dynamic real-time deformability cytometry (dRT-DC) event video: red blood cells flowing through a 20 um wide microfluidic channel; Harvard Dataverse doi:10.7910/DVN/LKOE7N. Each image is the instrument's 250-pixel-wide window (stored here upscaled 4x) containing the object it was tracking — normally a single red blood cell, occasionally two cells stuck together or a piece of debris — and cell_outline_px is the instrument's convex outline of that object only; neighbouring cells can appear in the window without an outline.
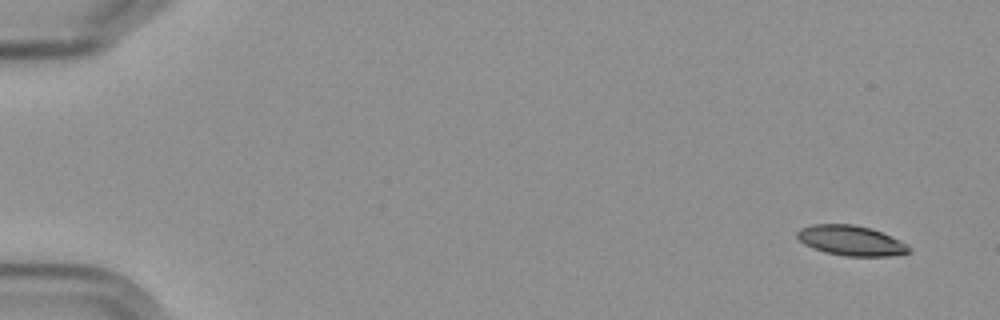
{"species": "Egyptian fruit bat (a non-hibernating species)", "species_latin": "Rousettus aegyptiacus", "temperature_condition": "cold", "stored_images_in_passage": 15, "camera_frame_rate_fps": 3000, "um_per_image_px": 0.085, "frame": {"image": 1, "passage_image": 1, "time_ms": 0.0, "image_size_px": [1000, 320], "cell_outline_px": [[912, 252], [888, 256], [844, 256], [824, 252], [812, 248], [804, 244], [796, 236], [796, 232], [800, 228], [812, 224], [852, 224], [872, 228], [908, 244], [912, 248]], "centroid_in_image_um": [72.33, 20.45], "position_along_channel_um": 12.7, "area_um2": 19.77}}
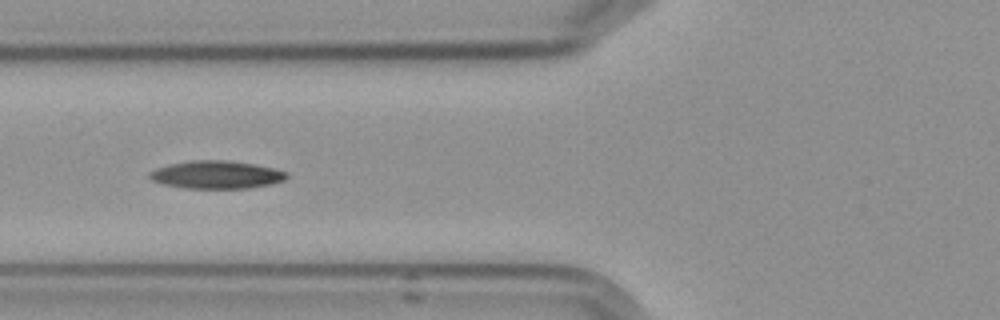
{"frame": {"image": 2, "passage_image": 6, "time_ms": 6.667, "image_size_px": [1000, 320], "cell_outline_px": [[288, 176], [284, 180], [272, 184], [248, 188], [184, 188], [164, 184], [152, 180], [148, 176], [148, 172], [156, 168], [168, 164], [188, 160], [228, 160], [252, 164], [272, 168], [288, 172]], "centroid_in_image_um": [18.37, 14.84], "position_along_channel_um": 107.4, "area_um2": 22.31}}
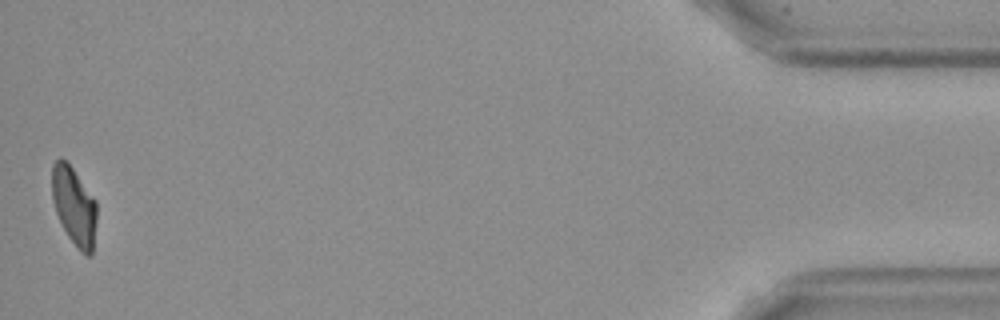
{"frame": {"image": 3, "passage_image": 15, "time_ms": 18.0, "image_size_px": [1000, 320], "cell_outline_px": [[96, 220], [92, 256], [88, 256], [80, 252], [68, 236], [56, 212], [52, 200], [52, 164], [60, 156], [72, 168], [96, 200]], "centroid_in_image_um": [6.3, 17.53], "position_along_channel_um": 428.9, "area_um2": 20.29}, "authors_computed_cell_mechanics": {"area_um2": 21.3282, "velocity_mm_per_s": 3.5776, "shape_relaxation_time_tau1_ms": 4.8688, "shape_relaxation_time_tau2_ms": 4.531, "deformation_change_tau1": 0.1246, "deformation_change_tau2": 0.0819}}